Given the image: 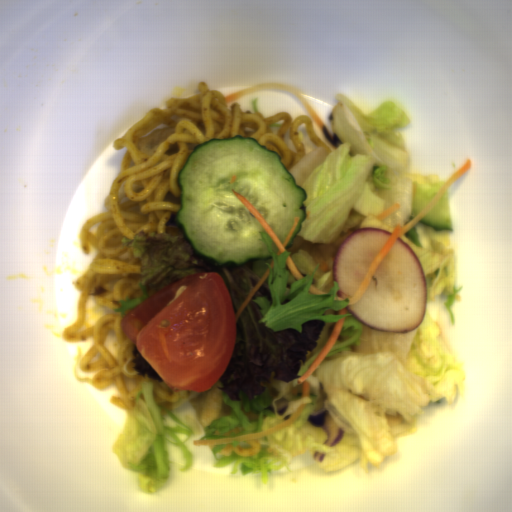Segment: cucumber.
Here are the masks:
<instances>
[{"mask_svg":"<svg viewBox=\"0 0 512 512\" xmlns=\"http://www.w3.org/2000/svg\"><path fill=\"white\" fill-rule=\"evenodd\" d=\"M446 181L438 180L435 184L412 183V192L410 198V216L411 219L419 215L423 209L430 203L435 195L440 191Z\"/></svg>","mask_w":512,"mask_h":512,"instance_id":"obj_3","label":"cucumber"},{"mask_svg":"<svg viewBox=\"0 0 512 512\" xmlns=\"http://www.w3.org/2000/svg\"><path fill=\"white\" fill-rule=\"evenodd\" d=\"M420 221L426 226L433 227L435 231L453 230L449 188L442 195L433 209Z\"/></svg>","mask_w":512,"mask_h":512,"instance_id":"obj_2","label":"cucumber"},{"mask_svg":"<svg viewBox=\"0 0 512 512\" xmlns=\"http://www.w3.org/2000/svg\"><path fill=\"white\" fill-rule=\"evenodd\" d=\"M181 207L175 220L195 253L214 262L240 266L271 258L257 218L234 194L244 196L283 244L295 222L289 247L306 218L307 193L276 151L251 137L210 140L193 149L178 175ZM267 233V232H266Z\"/></svg>","mask_w":512,"mask_h":512,"instance_id":"obj_1","label":"cucumber"}]
</instances>
